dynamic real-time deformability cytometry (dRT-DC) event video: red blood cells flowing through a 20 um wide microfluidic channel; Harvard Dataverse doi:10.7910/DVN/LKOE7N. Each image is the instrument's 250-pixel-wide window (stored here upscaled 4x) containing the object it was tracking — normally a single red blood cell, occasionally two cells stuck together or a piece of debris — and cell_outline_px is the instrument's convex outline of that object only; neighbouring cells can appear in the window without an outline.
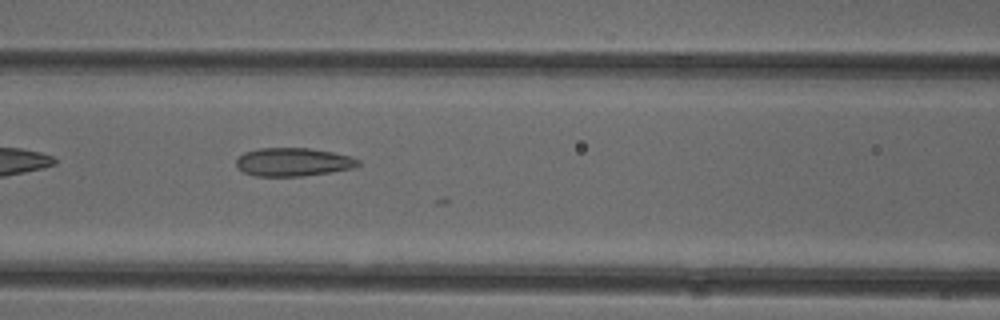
{"species": "common noctule bat (a hibernating species)", "species_latin": "Nyctalus noctula", "temperature_condition": "cold", "stored_images_in_passage": 11, "camera_frame_rate_fps": 3000, "um_per_image_px": 0.085, "animal": {"sex": "female"}, "frame": {"image": 1, "passage_image": 6, "time_ms": 1.667, "image_size_px": [1000, 320], "cell_outline_px": [[360, 164], [352, 168], [328, 172], [300, 176], [256, 176], [244, 172], [236, 168], [236, 160], [244, 152], [260, 148], [308, 148], [332, 152], [352, 156], [360, 160]], "centroid_in_image_um": [24.9, 13.76], "position_along_channel_um": 141.7, "area_um2": 20.06}}
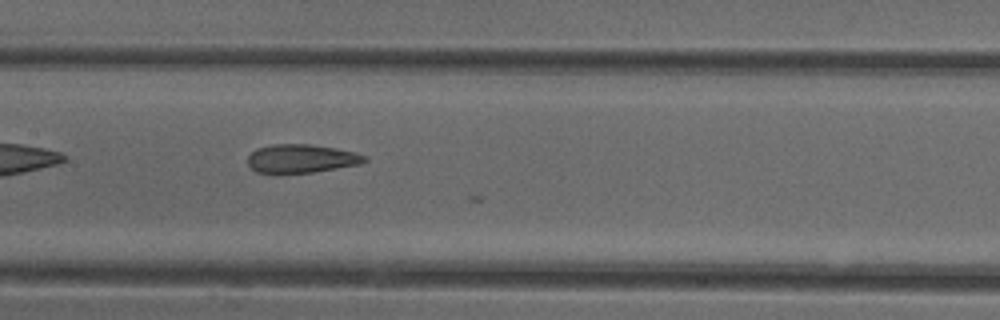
{"frame": {"image": 2, "passage_image": 9, "time_ms": 2.667, "image_size_px": [1000, 320], "cell_outline_px": [[368, 160], [360, 164], [312, 172], [276, 176], [256, 172], [248, 164], [248, 156], [256, 148], [272, 144], [312, 144], [336, 148], [356, 152], [368, 156]], "centroid_in_image_um": [25.58, 13.51], "position_along_channel_um": 181.8, "area_um2": 20.11}}